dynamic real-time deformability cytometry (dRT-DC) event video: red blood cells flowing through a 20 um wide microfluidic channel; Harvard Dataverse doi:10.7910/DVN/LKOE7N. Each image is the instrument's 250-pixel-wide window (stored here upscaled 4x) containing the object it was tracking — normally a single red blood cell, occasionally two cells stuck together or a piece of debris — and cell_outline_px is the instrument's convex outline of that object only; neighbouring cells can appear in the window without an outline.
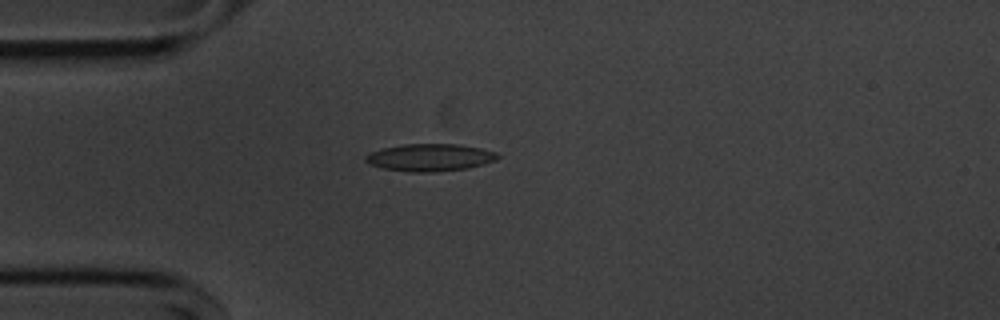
{"species": "common noctule bat (a hibernating species)", "species_latin": "Nyctalus noctula", "temperature_condition": "cold", "stored_images_in_passage": 41, "camera_frame_rate_fps": 3000, "um_per_image_px": 0.085, "animal": {"sex": "male", "body_mass_g": 20.1, "forearm_length_mm": 53.5}, "frame": {"image": 1, "passage_image": 1, "time_ms": 0.0, "image_size_px": [1000, 320], "cell_outline_px": [[500, 156], [496, 160], [484, 164], [468, 168], [432, 172], [408, 172], [384, 168], [372, 164], [364, 160], [364, 156], [372, 152], [384, 148], [404, 144], [460, 144], [480, 148], [496, 152]], "centroid_in_image_um": [36.58, 13.38], "position_along_channel_um": 48.4, "area_um2": 20.92}}
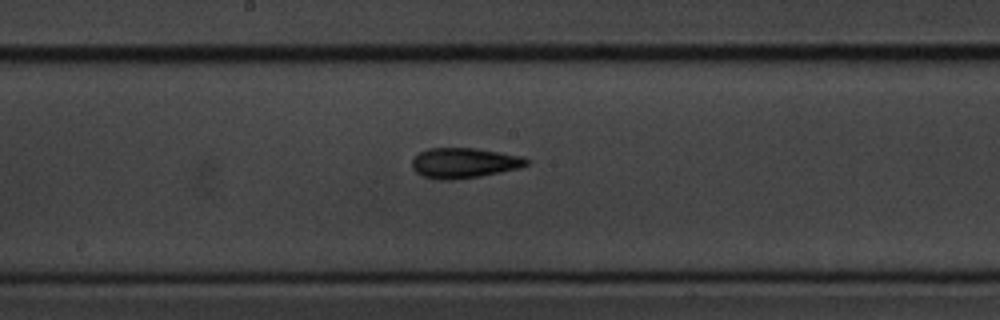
{"frame": {"image": 2, "passage_image": 15, "time_ms": 4.667, "image_size_px": [1000, 320], "cell_outline_px": [[528, 164], [520, 168], [480, 176], [452, 180], [440, 180], [424, 176], [416, 172], [412, 168], [412, 160], [420, 152], [428, 148], [476, 148], [524, 156], [528, 160]], "centroid_in_image_um": [39.46, 13.85], "position_along_channel_um": 208.7, "area_um2": 20.17}}
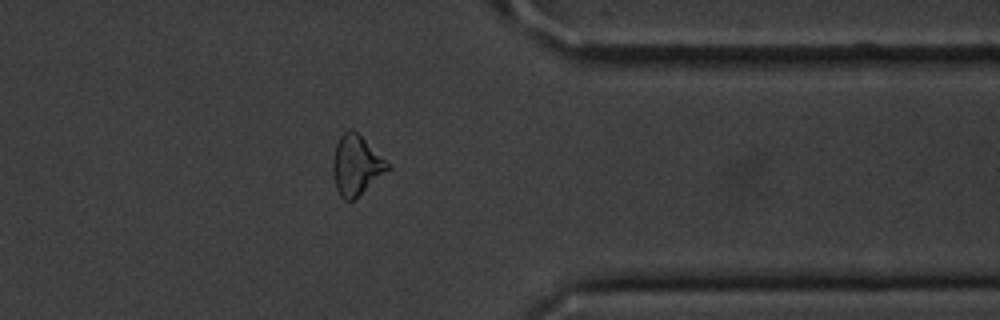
{"frame": {"image": 3, "passage_image": 30, "time_ms": 9.667, "image_size_px": [1000, 320], "cell_outline_px": [[392, 168], [356, 200], [344, 200], [340, 196], [336, 188], [332, 172], [332, 160], [336, 144], [340, 136], [348, 128], [352, 128], [392, 164]], "centroid_in_image_um": [30.31, 14.07], "position_along_channel_um": 381.1, "area_um2": 19.71}, "authors_computed_cell_mechanics": {"area_um2": 19.5942, "velocity_mm_per_s": 3.6529, "shape_relaxation_time_tau1_ms": 4.0448, "shape_relaxation_time_tau2_ms": 3.2863, "deformation_change_tau1": 0.1328, "deformation_change_tau2": 0.1221}}